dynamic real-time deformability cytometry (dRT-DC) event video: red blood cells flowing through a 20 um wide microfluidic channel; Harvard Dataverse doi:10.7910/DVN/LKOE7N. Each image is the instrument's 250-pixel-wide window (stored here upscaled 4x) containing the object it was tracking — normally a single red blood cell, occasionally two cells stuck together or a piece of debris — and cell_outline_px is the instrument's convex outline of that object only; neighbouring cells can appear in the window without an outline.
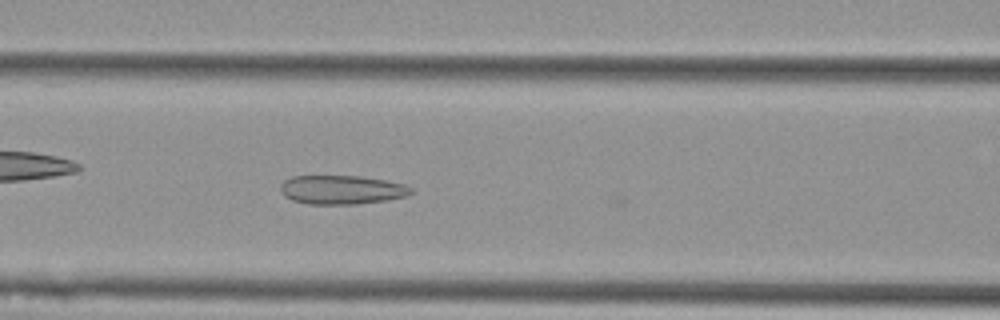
{"species": "Egyptian fruit bat (a non-hibernating species)", "species_latin": "Rousettus aegyptiacus", "temperature_condition": "cold", "stored_images_in_passage": 42, "camera_frame_rate_fps": 3000, "um_per_image_px": 0.085, "animal": {"sex": "female"}, "frame": {"image": 1, "passage_image": 14, "time_ms": 4.333, "image_size_px": [1000, 320], "cell_outline_px": [[412, 192], [408, 196], [388, 200], [356, 204], [308, 204], [292, 200], [284, 196], [280, 192], [280, 184], [284, 180], [292, 176], [360, 176], [384, 180], [404, 184], [412, 188]], "centroid_in_image_um": [29.03, 16.13], "position_along_channel_um": 137.6, "area_um2": 22.14}}
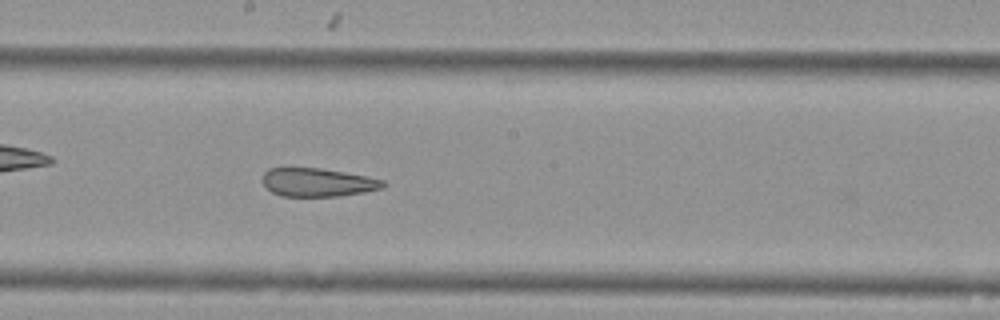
{"frame": {"image": 2, "passage_image": 21, "time_ms": 6.667, "image_size_px": [1000, 320], "cell_outline_px": [[388, 184], [384, 188], [364, 192], [340, 196], [280, 196], [272, 192], [264, 184], [264, 172], [268, 168], [320, 168], [364, 176], [384, 180]], "centroid_in_image_um": [27.03, 15.51], "position_along_channel_um": 221.2, "area_um2": 19.83}}
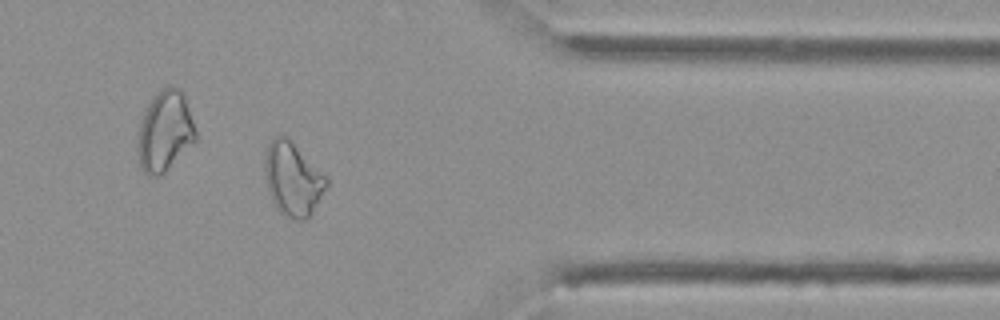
{"frame": {"image": 3, "passage_image": 36, "time_ms": 11.667, "image_size_px": [1000, 320], "cell_outline_px": [[328, 184], [312, 212], [304, 220], [296, 220], [280, 212], [276, 208], [272, 200], [268, 188], [264, 172], [264, 164], [268, 144], [276, 136], [284, 136], [328, 176]], "centroid_in_image_um": [24.89, 15.24], "position_along_channel_um": 386.5, "area_um2": 25.84}}